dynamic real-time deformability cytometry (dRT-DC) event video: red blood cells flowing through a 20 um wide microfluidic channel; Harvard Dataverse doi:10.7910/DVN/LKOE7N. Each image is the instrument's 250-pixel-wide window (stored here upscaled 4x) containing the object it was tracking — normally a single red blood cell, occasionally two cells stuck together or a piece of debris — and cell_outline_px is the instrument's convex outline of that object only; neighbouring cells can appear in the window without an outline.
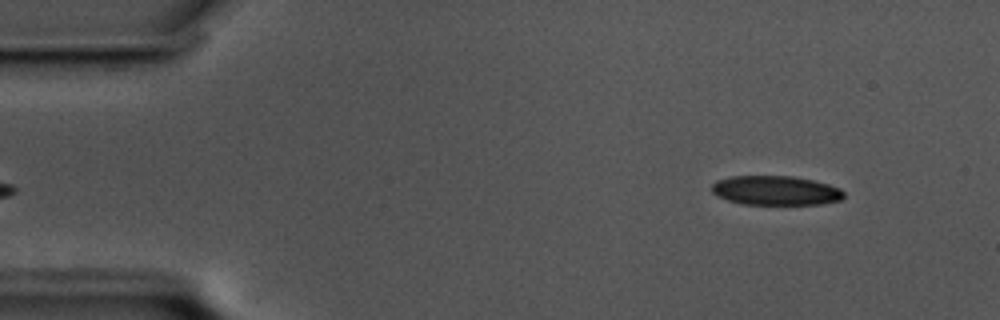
{"species": "common noctule bat (a hibernating species)", "species_latin": "Nyctalus noctula", "temperature_condition": "cold", "stored_images_in_passage": 43, "camera_frame_rate_fps": 3000, "um_per_image_px": 0.085, "animal": {"sex": "male", "body_mass_g": 17.5, "forearm_length_mm": 52.3}, "frame": {"image": 1, "passage_image": 2, "time_ms": 0.333, "image_size_px": [1000, 320], "cell_outline_px": [[844, 196], [840, 200], [820, 204], [744, 204], [728, 200], [716, 196], [712, 192], [712, 184], [716, 180], [732, 176], [792, 176], [812, 180], [828, 184], [840, 188], [844, 192]], "centroid_in_image_um": [65.91, 16.19], "position_along_channel_um": 19.1, "area_um2": 22.54}}
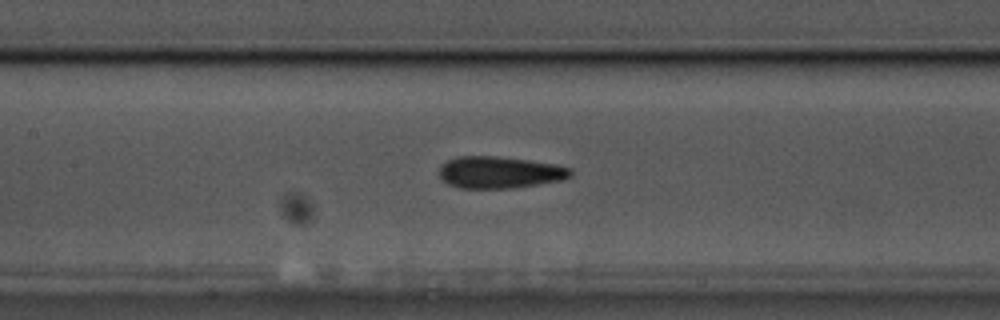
{"frame": {"image": 2, "passage_image": 22, "time_ms": 7.0, "image_size_px": [1000, 320], "cell_outline_px": [[572, 176], [564, 180], [512, 188], [460, 188], [448, 184], [440, 176], [440, 164], [448, 160], [460, 156], [496, 156], [528, 160], [556, 164], [572, 168]], "centroid_in_image_um": [42.5, 14.65], "position_along_channel_um": 164.9, "area_um2": 24.45}}
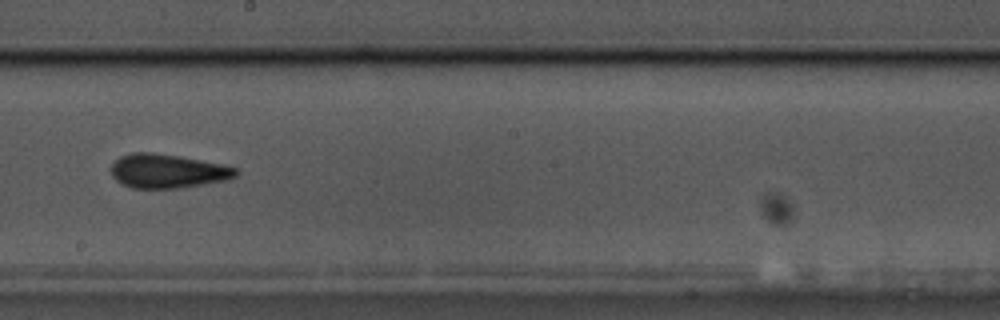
{"frame": {"image": 3, "passage_image": 28, "time_ms": 9.0, "image_size_px": [1000, 320], "cell_outline_px": [[240, 172], [236, 176], [224, 180], [176, 188], [132, 188], [116, 180], [112, 176], [112, 164], [120, 156], [132, 152], [152, 152], [180, 156], [220, 164], [236, 168]], "centroid_in_image_um": [14.21, 14.53], "position_along_channel_um": 234.0, "area_um2": 24.39}}